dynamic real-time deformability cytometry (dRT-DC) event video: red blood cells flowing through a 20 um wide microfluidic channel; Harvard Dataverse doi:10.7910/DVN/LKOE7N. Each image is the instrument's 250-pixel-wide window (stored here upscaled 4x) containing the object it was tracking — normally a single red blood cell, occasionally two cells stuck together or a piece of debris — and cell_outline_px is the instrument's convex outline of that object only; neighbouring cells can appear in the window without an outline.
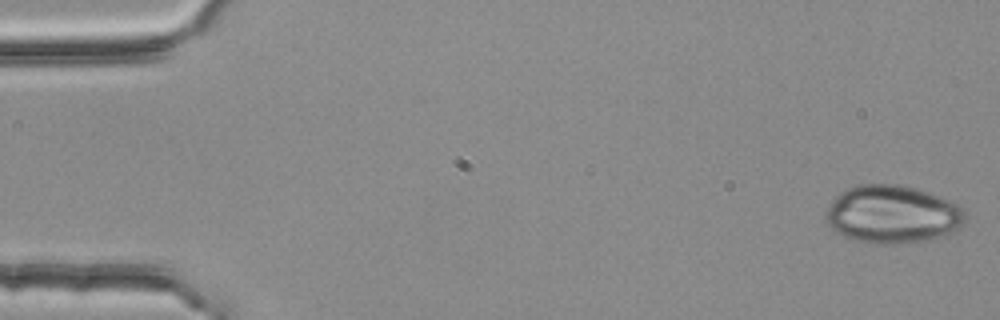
{"species": "common noctule bat (a hibernating species)", "species_latin": "Nyctalus noctula", "temperature_condition": "room temperature", "stored_images_in_passage": 3, "camera_frame_rate_fps": 3000, "um_per_image_px": 0.085, "animal": {"sex": "female", "body_mass_g": 25.1}, "frame": {"image": 1, "passage_image": 1, "time_ms": 0.0, "image_size_px": [1000, 320], "cell_outline_px": [[964, 224], [936, 240], [900, 244], [876, 244], [852, 240], [836, 232], [824, 220], [824, 212], [832, 200], [840, 192], [856, 184], [900, 184], [916, 188], [948, 200], [964, 208]], "centroid_in_image_um": [75.82, 18.23], "position_along_channel_um": 9.2, "area_um2": 47.63}}